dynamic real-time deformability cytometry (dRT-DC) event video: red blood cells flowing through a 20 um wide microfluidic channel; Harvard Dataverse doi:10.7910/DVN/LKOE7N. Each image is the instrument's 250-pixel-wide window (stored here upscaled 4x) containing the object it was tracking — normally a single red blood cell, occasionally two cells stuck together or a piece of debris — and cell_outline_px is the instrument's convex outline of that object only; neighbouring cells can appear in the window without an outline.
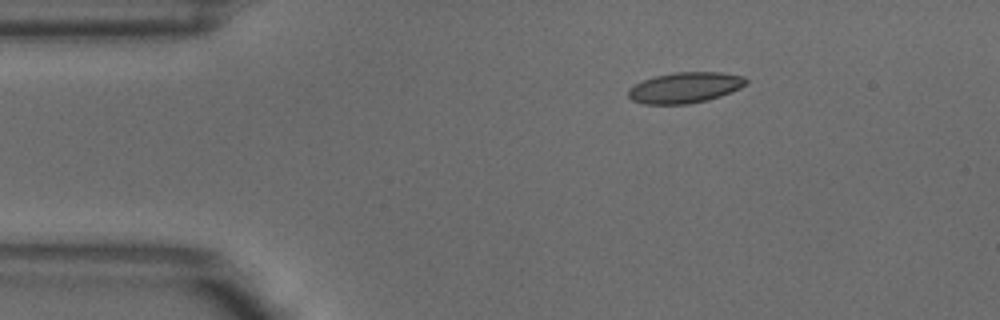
{"species": "common noctule bat (a hibernating species)", "species_latin": "Nyctalus noctula", "temperature_condition": "warm", "stored_images_in_passage": 4, "camera_frame_rate_fps": 3000, "um_per_image_px": 0.085, "animal": {"sex": "male", "body_mass_g": 18.8}, "frame": {"image": 1, "passage_image": 1, "time_ms": 0.0, "image_size_px": [1000, 320], "cell_outline_px": [[748, 80], [740, 88], [720, 96], [708, 100], [688, 104], [644, 104], [632, 100], [628, 96], [628, 88], [644, 80], [656, 76], [672, 72], [720, 72], [744, 76]], "centroid_in_image_um": [58.22, 7.45], "position_along_channel_um": 26.8, "area_um2": 21.04}}
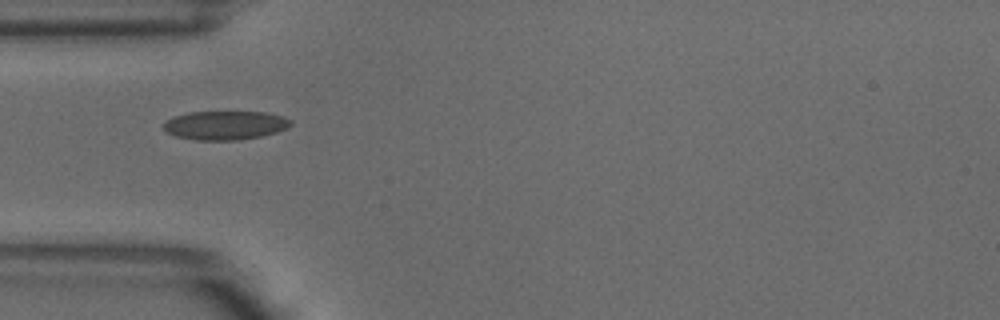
{"frame": {"image": 2, "passage_image": 3, "time_ms": 0.667, "image_size_px": [1000, 320], "cell_outline_px": [[292, 124], [288, 128], [276, 132], [260, 136], [236, 140], [196, 140], [176, 136], [168, 132], [164, 128], [164, 124], [172, 116], [188, 112], [264, 112], [284, 116], [292, 120]], "centroid_in_image_um": [19.17, 10.64], "position_along_channel_um": 65.8, "area_um2": 21.33}}